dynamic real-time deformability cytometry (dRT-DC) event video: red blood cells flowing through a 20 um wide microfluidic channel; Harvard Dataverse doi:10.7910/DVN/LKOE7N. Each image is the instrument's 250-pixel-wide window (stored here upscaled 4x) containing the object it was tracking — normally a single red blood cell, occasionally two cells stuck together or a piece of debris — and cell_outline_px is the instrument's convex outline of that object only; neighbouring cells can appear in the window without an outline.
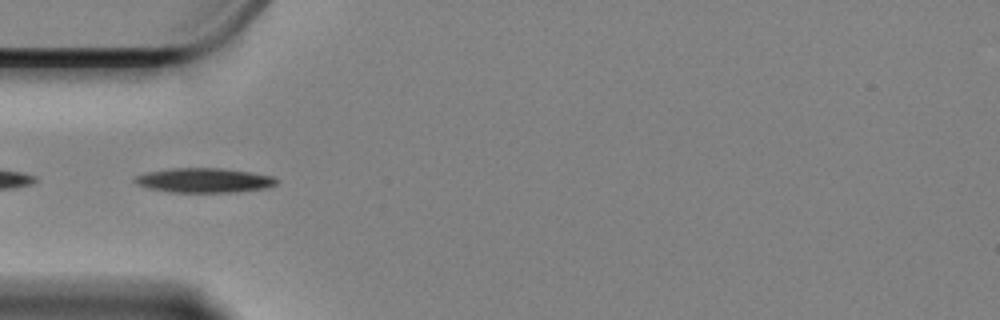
{"species": "Egyptian fruit bat (a non-hibernating species)", "species_latin": "Rousettus aegyptiacus", "temperature_condition": "cold", "stored_images_in_passage": 39, "camera_frame_rate_fps": 3000, "um_per_image_px": 0.085, "animal": {"sex": "female"}, "frame": {"image": 1, "passage_image": 2, "time_ms": 0.333, "image_size_px": [1000, 320], "cell_outline_px": [[280, 180], [276, 184], [264, 188], [236, 192], [168, 192], [148, 188], [136, 184], [132, 180], [136, 176], [144, 172], [172, 168], [220, 168], [248, 172], [272, 176]], "centroid_in_image_um": [17.3, 15.33], "position_along_channel_um": 67.7, "area_um2": 20.29}}
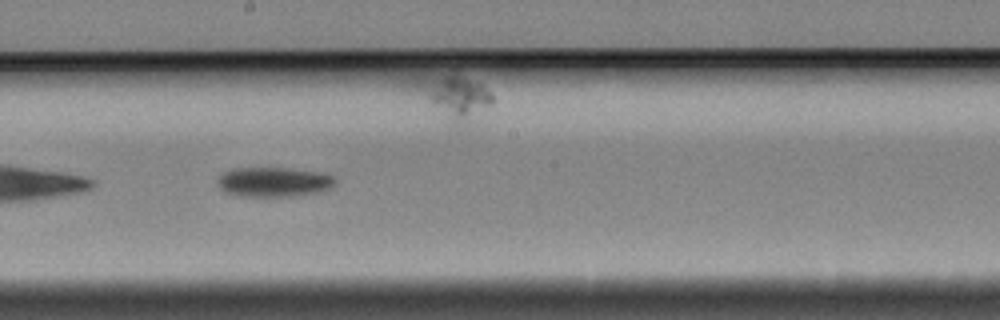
{"frame": {"image": 2, "passage_image": 16, "time_ms": 5.0, "image_size_px": [1000, 320], "cell_outline_px": [[336, 184], [332, 188], [320, 192], [296, 196], [236, 196], [224, 192], [216, 184], [216, 180], [224, 172], [232, 168], [288, 168], [320, 172], [336, 176]], "centroid_in_image_um": [23.29, 15.47], "position_along_channel_um": 224.9, "area_um2": 20.75}}
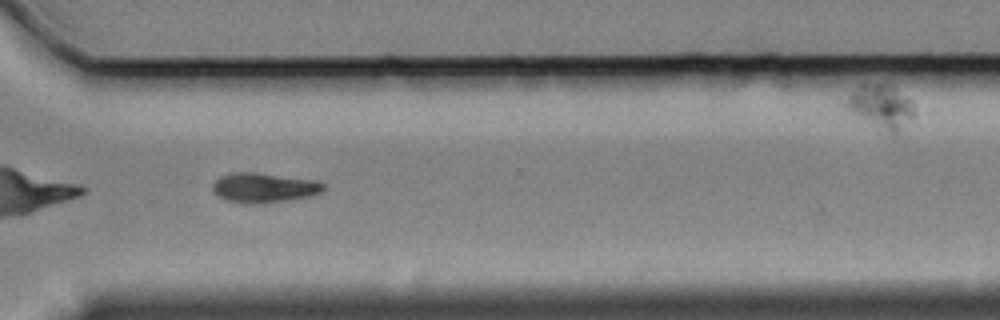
{"frame": {"image": 3, "passage_image": 27, "time_ms": 8.667, "image_size_px": [1000, 320], "cell_outline_px": [[324, 188], [320, 192], [308, 196], [288, 200], [264, 204], [240, 204], [224, 200], [212, 188], [212, 184], [220, 176], [232, 172], [256, 172], [320, 180], [324, 184]], "centroid_in_image_um": [22.43, 15.95], "position_along_channel_um": 348.2, "area_um2": 19.54}, "authors_computed_cell_mechanics": {"area_um2": 20.4612, "velocity_mm_per_s": 3.3559, "shape_relaxation_time_tau1_ms": 2.4132, "shape_relaxation_time_tau2_ms": null, "deformation_change_tau1": 0.1056, "deformation_change_tau2": null}}